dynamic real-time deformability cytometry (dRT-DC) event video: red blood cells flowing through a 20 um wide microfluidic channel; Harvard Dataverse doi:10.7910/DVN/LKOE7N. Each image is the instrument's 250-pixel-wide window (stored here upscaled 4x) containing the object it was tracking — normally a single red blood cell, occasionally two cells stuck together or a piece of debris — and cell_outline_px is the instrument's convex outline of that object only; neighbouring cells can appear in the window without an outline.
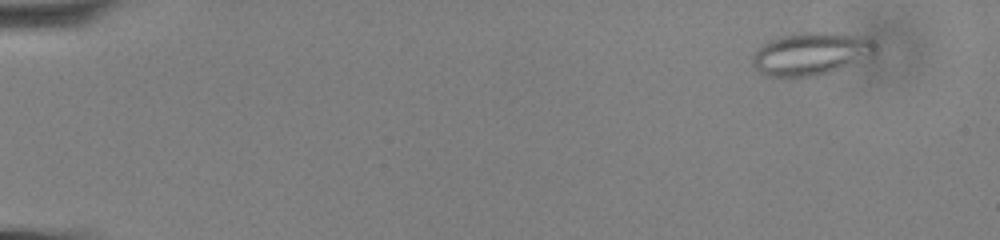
{"species": "common noctule bat (a hibernating species)", "species_latin": "Nyctalus noctula", "temperature_condition": "cold", "stored_images_in_passage": 59, "camera_frame_rate_fps": 3000, "um_per_image_px": 0.085, "animal": {"sex": "male", "body_mass_g": 13.0, "forearm_length_mm": 53.1}, "frame": {"image": 1, "passage_image": 6, "time_ms": 1.667, "image_size_px": [1000, 240], "cell_outline_px": [[876, 52], [828, 72], [816, 76], [768, 76], [760, 72], [752, 64], [752, 56], [768, 40], [780, 36], [796, 32], [832, 32], [856, 36], [872, 40], [876, 44]], "centroid_in_image_um": [68.86, 4.54], "position_along_channel_um": 16.1, "area_um2": 29.88}}
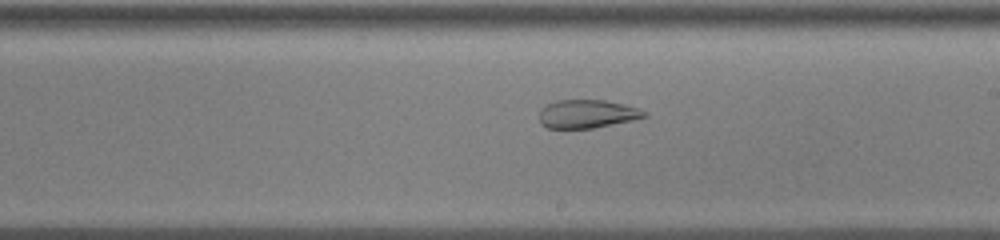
{"frame": {"image": 2, "passage_image": 36, "time_ms": 11.667, "image_size_px": [1000, 240], "cell_outline_px": [[648, 116], [632, 120], [592, 128], [548, 128], [540, 124], [540, 112], [548, 104], [556, 100], [604, 100], [624, 104], [648, 112]], "centroid_in_image_um": [49.92, 9.68], "position_along_channel_um": 239.1, "area_um2": 17.17}}
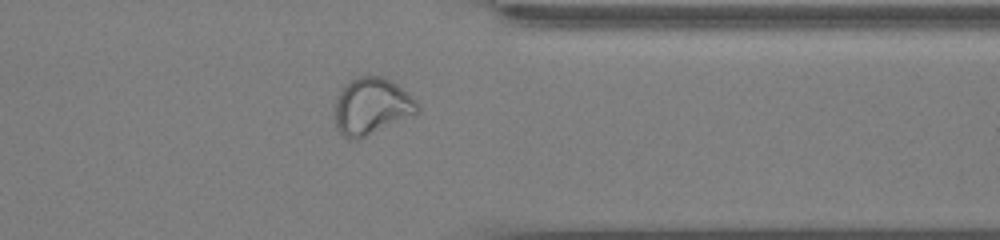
{"frame": {"image": 3, "passage_image": 48, "time_ms": 15.667, "image_size_px": [1000, 240], "cell_outline_px": [[420, 112], [364, 136], [352, 140], [348, 140], [336, 128], [332, 116], [332, 104], [336, 96], [344, 84], [348, 80], [360, 76], [384, 76], [396, 84], [412, 96], [416, 100], [420, 108]], "centroid_in_image_um": [31.51, 9.01], "position_along_channel_um": 379.9, "area_um2": 27.74}, "authors_computed_cell_mechanics": {"area_um2": 28.1486, "velocity_mm_per_s": 3.5976, "shape_relaxation_time_tau1_ms": null, "shape_relaxation_time_tau2_ms": 1.6635, "deformation_change_tau1": null, "deformation_change_tau2": 0.0751}}